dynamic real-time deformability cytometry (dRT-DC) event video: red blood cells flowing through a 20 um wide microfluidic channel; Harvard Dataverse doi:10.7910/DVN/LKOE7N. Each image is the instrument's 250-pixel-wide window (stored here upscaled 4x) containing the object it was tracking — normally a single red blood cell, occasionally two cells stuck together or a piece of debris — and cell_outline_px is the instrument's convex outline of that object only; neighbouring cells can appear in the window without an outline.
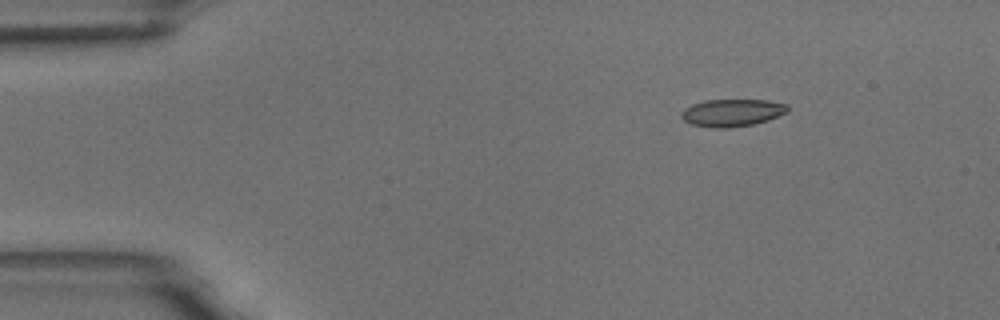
{"species": "common noctule bat (a hibernating species)", "species_latin": "Nyctalus noctula", "temperature_condition": "room temperature", "stored_images_in_passage": 5, "camera_frame_rate_fps": 3000, "um_per_image_px": 0.085, "animal": {"sex": "male", "body_mass_g": 18.8}, "frame": {"image": 1, "passage_image": 3, "time_ms": 2.333, "image_size_px": [1000, 320], "cell_outline_px": [[788, 112], [768, 120], [752, 124], [728, 128], [712, 128], [692, 124], [684, 120], [680, 116], [680, 112], [684, 108], [692, 104], [704, 100], [768, 100], [788, 104]], "centroid_in_image_um": [62.22, 9.57], "position_along_channel_um": 22.8, "area_um2": 17.05}}